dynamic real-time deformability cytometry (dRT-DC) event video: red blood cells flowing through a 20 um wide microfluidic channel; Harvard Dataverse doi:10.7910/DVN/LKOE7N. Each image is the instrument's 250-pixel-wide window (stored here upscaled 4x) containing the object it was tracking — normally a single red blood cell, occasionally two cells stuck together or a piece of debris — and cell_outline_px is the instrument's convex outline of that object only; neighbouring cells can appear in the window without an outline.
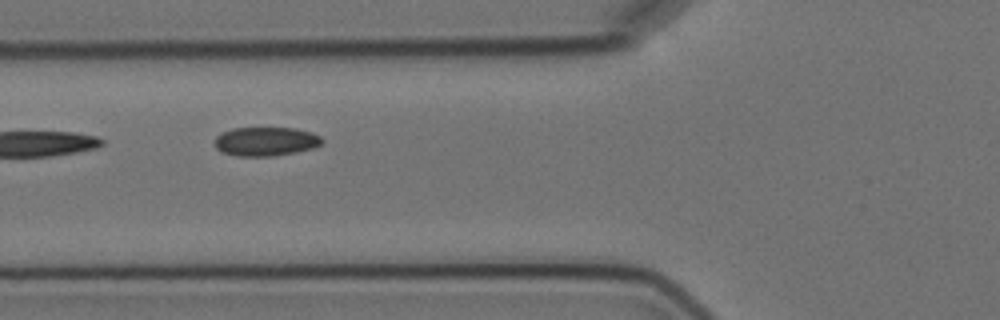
{"species": "Egyptian fruit bat (a non-hibernating species)", "species_latin": "Rousettus aegyptiacus", "temperature_condition": "cold", "stored_images_in_passage": 8, "segment_of_instrument_passage": [2, 2], "camera_frame_rate_fps": 3000, "um_per_image_px": 0.085, "animal": {"sex": "female"}, "frame": {"image": 1, "passage_image": 6, "time_ms": 5.667, "image_size_px": [1000, 320], "cell_outline_px": [[324, 140], [320, 144], [312, 148], [296, 152], [272, 156], [236, 156], [220, 152], [216, 148], [216, 136], [220, 132], [232, 128], [296, 128], [312, 132], [320, 136]], "centroid_in_image_um": [22.57, 12.02], "position_along_channel_um": 103.2, "area_um2": 18.21}}
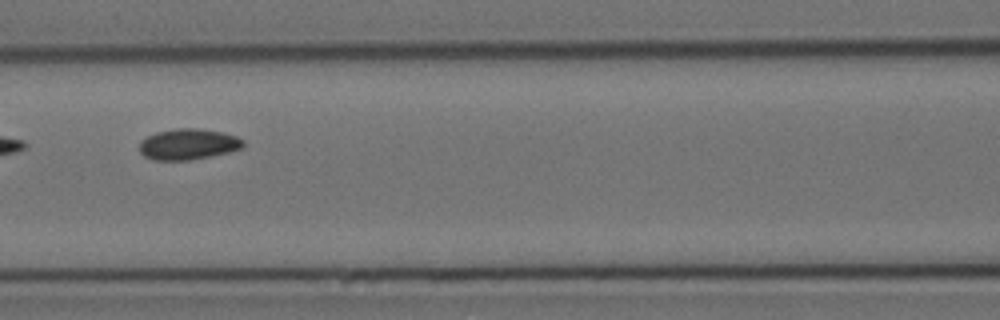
{"frame": {"image": 2, "passage_image": 7, "time_ms": 7.0, "image_size_px": [1000, 320], "cell_outline_px": [[244, 148], [212, 156], [188, 160], [152, 160], [144, 156], [140, 152], [140, 140], [156, 132], [176, 128], [196, 128], [224, 132], [236, 136], [244, 140]], "centroid_in_image_um": [16.01, 12.26], "position_along_channel_um": 150.6, "area_um2": 18.84}}
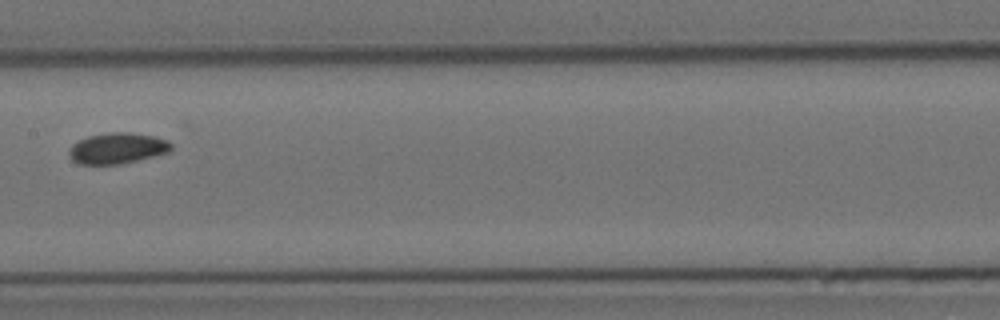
{"frame": {"image": 3, "passage_image": 8, "time_ms": 8.333, "image_size_px": [1000, 320], "cell_outline_px": [[172, 148], [168, 152], [120, 164], [80, 164], [72, 160], [68, 156], [68, 148], [72, 144], [88, 136], [108, 132], [128, 132], [156, 136], [168, 140], [172, 144]], "centroid_in_image_um": [9.95, 12.59], "position_along_channel_um": 197.5, "area_um2": 18.44}}